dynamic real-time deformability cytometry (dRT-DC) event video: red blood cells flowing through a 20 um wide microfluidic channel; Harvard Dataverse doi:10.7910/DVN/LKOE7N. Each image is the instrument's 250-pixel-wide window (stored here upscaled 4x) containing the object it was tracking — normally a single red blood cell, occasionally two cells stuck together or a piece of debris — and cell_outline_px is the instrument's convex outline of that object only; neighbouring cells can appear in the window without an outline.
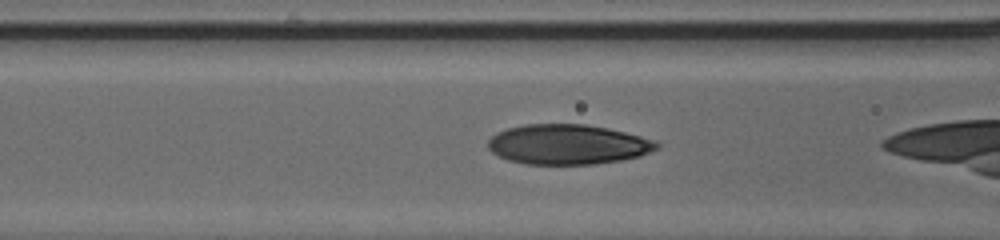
{"species": "human", "species_latin": "Homo sapiens", "temperature_condition": "cold", "stored_images_in_passage": 5, "camera_frame_rate_fps": 3000, "um_per_image_px": 0.085, "donor": {"sex": "male"}, "frame": {"image": 1, "passage_image": 3, "time_ms": 0.667, "image_size_px": [1000, 240], "cell_outline_px": [[660, 148], [640, 156], [620, 160], [596, 164], [524, 164], [508, 160], [492, 152], [488, 148], [488, 140], [496, 132], [508, 128], [524, 124], [584, 124], [608, 128], [656, 140], [660, 144]], "centroid_in_image_um": [48.27, 12.27], "position_along_channel_um": 118.3, "area_um2": 39.42}}